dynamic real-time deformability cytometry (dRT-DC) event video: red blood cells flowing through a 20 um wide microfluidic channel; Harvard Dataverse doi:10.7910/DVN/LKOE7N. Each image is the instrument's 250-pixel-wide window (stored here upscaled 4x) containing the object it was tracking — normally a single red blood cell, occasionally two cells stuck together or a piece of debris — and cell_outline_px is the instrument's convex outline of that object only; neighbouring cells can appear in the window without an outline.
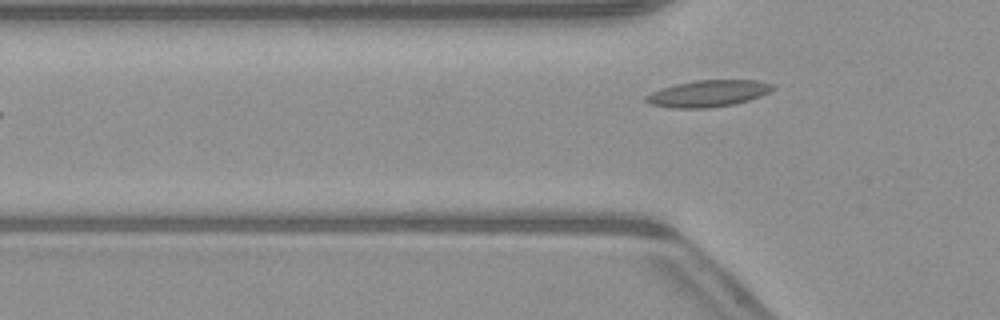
{"species": "common noctule bat (a hibernating species)", "species_latin": "Nyctalus noctula", "temperature_condition": "warm", "stored_images_in_passage": 4, "camera_frame_rate_fps": 3000, "um_per_image_px": 0.085, "animal": {"sex": "male", "body_mass_g": 23.1, "forearm_length_mm": 52.7}, "frame": {"image": 1, "passage_image": 4, "time_ms": 3.667, "image_size_px": [1000, 320], "cell_outline_px": [[776, 88], [760, 96], [736, 104], [708, 108], [672, 108], [652, 104], [644, 100], [644, 96], [652, 92], [676, 84], [696, 80], [756, 80], [772, 84]], "centroid_in_image_um": [60.2, 7.95], "position_along_channel_um": 65.6, "area_um2": 19.54}}